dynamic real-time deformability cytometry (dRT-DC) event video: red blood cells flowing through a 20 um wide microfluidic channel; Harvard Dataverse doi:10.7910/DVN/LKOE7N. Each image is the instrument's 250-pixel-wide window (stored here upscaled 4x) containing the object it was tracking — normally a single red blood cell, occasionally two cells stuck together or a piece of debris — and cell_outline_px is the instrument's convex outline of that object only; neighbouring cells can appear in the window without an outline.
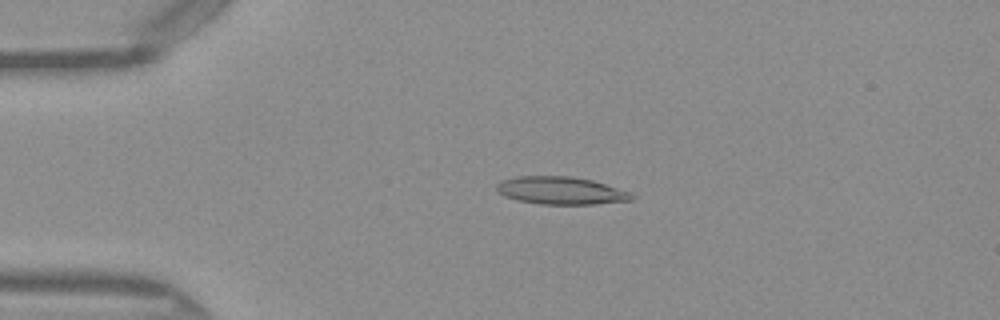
{"species": "Egyptian fruit bat (a non-hibernating species)", "species_latin": "Rousettus aegyptiacus", "temperature_condition": "warm", "stored_images_in_passage": 49, "camera_frame_rate_fps": 3000, "um_per_image_px": 0.085, "frame": {"image": 1, "passage_image": 11, "time_ms": 3.333, "image_size_px": [1000, 320], "cell_outline_px": [[636, 196], [632, 200], [596, 204], [540, 204], [516, 200], [504, 196], [496, 192], [496, 184], [504, 180], [516, 176], [572, 176], [592, 180], [628, 192]], "centroid_in_image_um": [47.63, 16.2], "position_along_channel_um": 37.4, "area_um2": 21.73}}
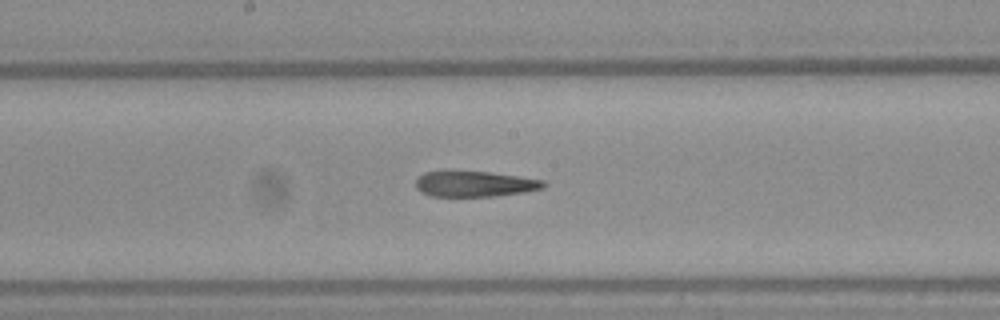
{"frame": {"image": 2, "passage_image": 26, "time_ms": 8.333, "image_size_px": [1000, 320], "cell_outline_px": [[548, 184], [544, 188], [524, 192], [492, 196], [428, 196], [420, 192], [416, 188], [416, 180], [424, 172], [448, 168], [488, 172], [520, 176], [544, 180]], "centroid_in_image_um": [40.3, 15.59], "position_along_channel_um": 207.9, "area_um2": 19.88}}
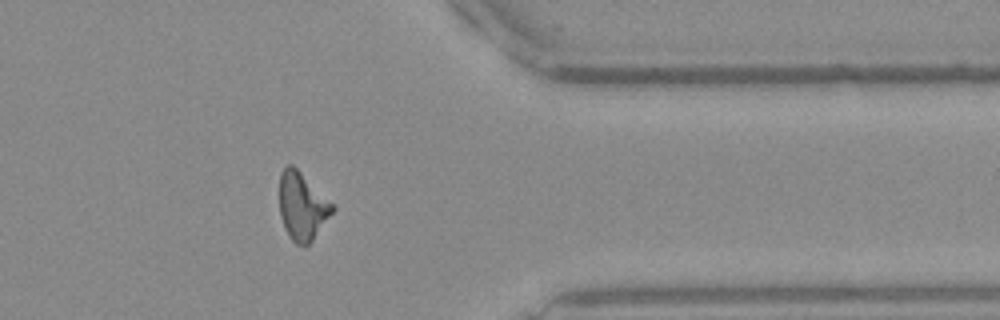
{"frame": {"image": 3, "passage_image": 40, "time_ms": 13.0, "image_size_px": [1000, 320], "cell_outline_px": [[336, 208], [312, 240], [304, 248], [296, 244], [292, 240], [280, 216], [280, 172], [288, 164], [292, 164]], "centroid_in_image_um": [25.67, 17.55], "position_along_channel_um": 385.7, "area_um2": 20.35}, "authors_computed_cell_mechanics": {"area_um2": 20.3456, "velocity_mm_per_s": 4.1079, "shape_relaxation_time_tau1_ms": 9.4001, "shape_relaxation_time_tau2_ms": 2.0037, "deformation_change_tau1": 0.2769, "deformation_change_tau2": 0.1274}}